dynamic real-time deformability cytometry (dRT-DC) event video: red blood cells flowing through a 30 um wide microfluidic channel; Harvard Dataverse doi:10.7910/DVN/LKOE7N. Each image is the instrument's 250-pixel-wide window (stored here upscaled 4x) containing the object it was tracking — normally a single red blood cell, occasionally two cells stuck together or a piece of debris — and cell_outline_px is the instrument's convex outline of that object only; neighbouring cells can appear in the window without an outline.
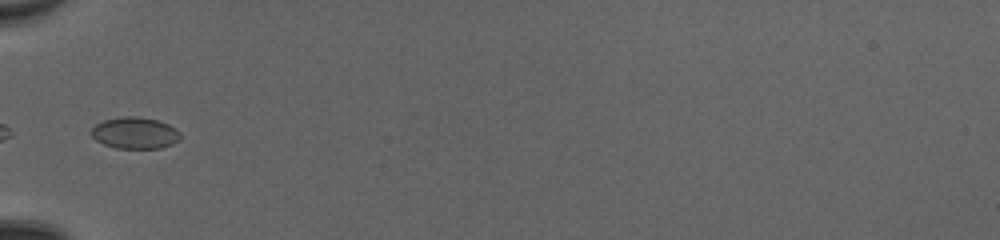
{"species": "common noctule bat (a hibernating species)", "species_latin": "Nyctalus noctula", "temperature_condition": "cold", "stored_images_in_passage": 4, "camera_frame_rate_fps": 3000, "um_per_image_px": 0.085, "animal": {"sex": "female", "body_mass_g": 20.0, "forearm_length_mm": 54.0}, "frame": {"image": 1, "passage_image": 1, "time_ms": 0.0, "image_size_px": [1000, 240], "cell_outline_px": [[180, 140], [172, 144], [160, 148], [116, 148], [104, 144], [96, 140], [88, 132], [96, 124], [104, 120], [124, 116], [136, 116], [156, 120], [168, 124], [176, 128], [180, 132]], "centroid_in_image_um": [11.46, 11.3], "position_along_channel_um": 73.5, "area_um2": 16.42}}